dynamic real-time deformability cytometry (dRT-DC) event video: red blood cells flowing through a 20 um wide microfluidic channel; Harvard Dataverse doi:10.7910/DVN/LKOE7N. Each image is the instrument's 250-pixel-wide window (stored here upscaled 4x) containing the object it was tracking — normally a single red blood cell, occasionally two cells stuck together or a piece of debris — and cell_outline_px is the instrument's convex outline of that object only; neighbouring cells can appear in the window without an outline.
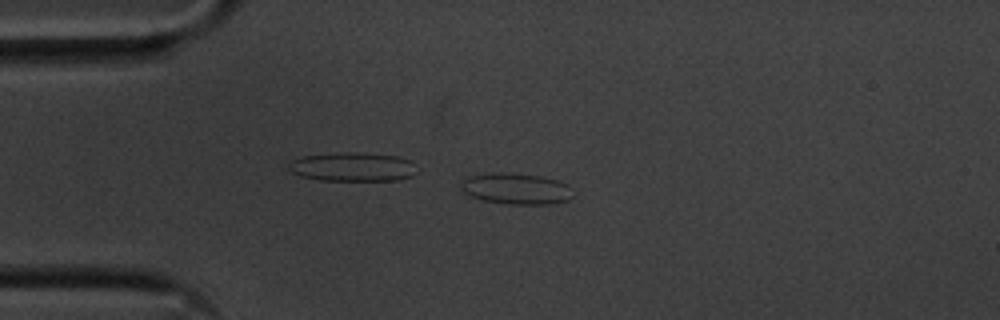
{"species": "common noctule bat (a hibernating species)", "species_latin": "Nyctalus noctula", "temperature_condition": "cold", "stored_images_in_passage": 43, "camera_frame_rate_fps": 3000, "um_per_image_px": 0.085, "animal": {"sex": "male", "body_mass_g": 20.1, "forearm_length_mm": 53.5}, "frame": {"image": 1, "passage_image": 1, "time_ms": 0.0, "image_size_px": [1000, 320], "cell_outline_px": [[572, 196], [568, 200], [548, 204], [508, 204], [484, 200], [472, 196], [464, 192], [460, 188], [460, 184], [468, 176], [492, 172], [504, 172], [540, 176], [556, 180], [568, 184], [572, 188]], "centroid_in_image_um": [43.87, 16.03], "position_along_channel_um": 41.1, "area_um2": 20.29}}
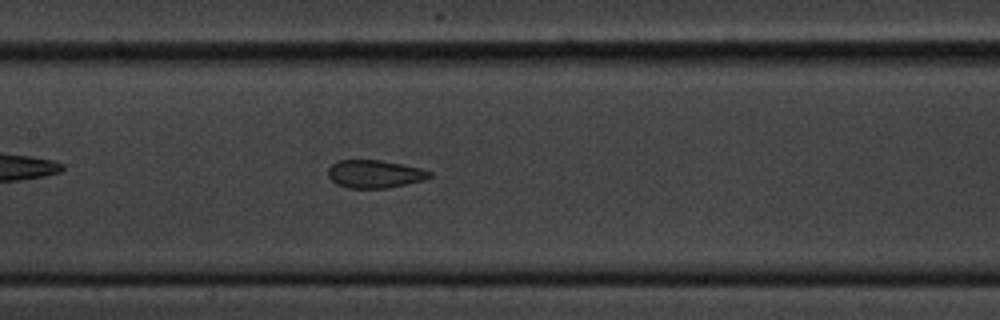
{"frame": {"image": 2, "passage_image": 14, "time_ms": 4.333, "image_size_px": [1000, 320], "cell_outline_px": [[432, 176], [424, 180], [388, 188], [348, 188], [336, 184], [328, 176], [328, 168], [336, 160], [380, 160], [420, 168], [432, 172]], "centroid_in_image_um": [31.83, 14.79], "position_along_channel_um": 175.6, "area_um2": 16.53}}
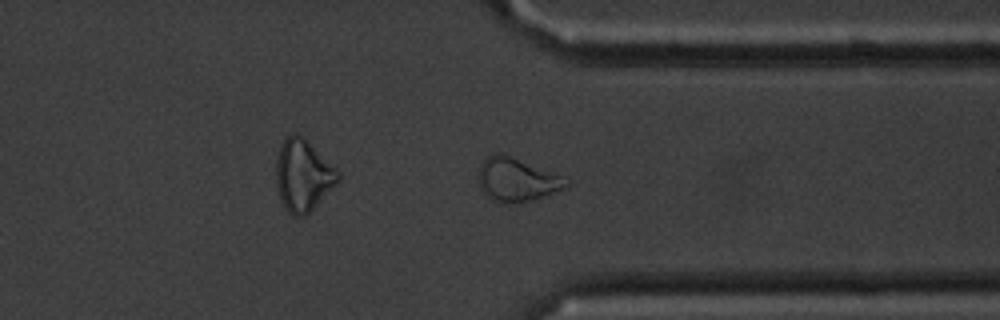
{"frame": {"image": 3, "passage_image": 30, "time_ms": 9.667, "image_size_px": [1000, 320], "cell_outline_px": [[572, 180], [568, 188], [536, 200], [492, 200], [480, 188], [480, 164], [488, 156], [496, 152], [504, 152]], "centroid_in_image_um": [44.02, 15.22], "position_along_channel_um": 367.4, "area_um2": 22.08}, "authors_computed_cell_mechanics": {"area_um2": 17.3978, "velocity_mm_per_s": 3.6137, "shape_relaxation_time_tau1_ms": 4.9887, "shape_relaxation_time_tau2_ms": 1.0975, "deformation_change_tau1": 0.1093, "deformation_change_tau2": 0.0712}}